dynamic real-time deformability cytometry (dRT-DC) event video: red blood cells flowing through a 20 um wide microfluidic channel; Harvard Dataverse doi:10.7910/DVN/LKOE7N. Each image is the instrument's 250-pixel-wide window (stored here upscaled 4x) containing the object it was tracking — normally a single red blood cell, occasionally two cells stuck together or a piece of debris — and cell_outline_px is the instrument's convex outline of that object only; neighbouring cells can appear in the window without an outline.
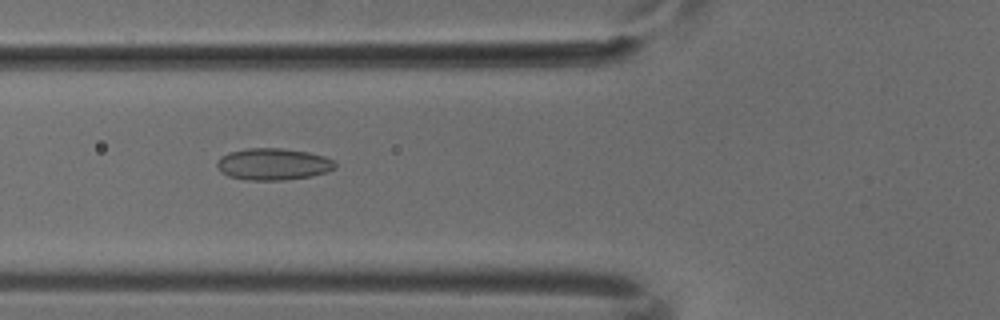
{"species": "common noctule bat (a hibernating species)", "species_latin": "Nyctalus noctula", "temperature_condition": "cold", "stored_images_in_passage": 7, "camera_frame_rate_fps": 3000, "um_per_image_px": 0.085, "animal": {"sex": "male", "body_mass_g": 18.8}, "frame": {"image": 1, "passage_image": 6, "time_ms": 1.667, "image_size_px": [1000, 320], "cell_outline_px": [[336, 168], [328, 172], [312, 176], [284, 180], [248, 180], [228, 176], [220, 172], [216, 164], [228, 152], [248, 148], [280, 148], [308, 152], [324, 156], [332, 160], [336, 164]], "centroid_in_image_um": [23.24, 13.96], "position_along_channel_um": 102.6, "area_um2": 21.85}}
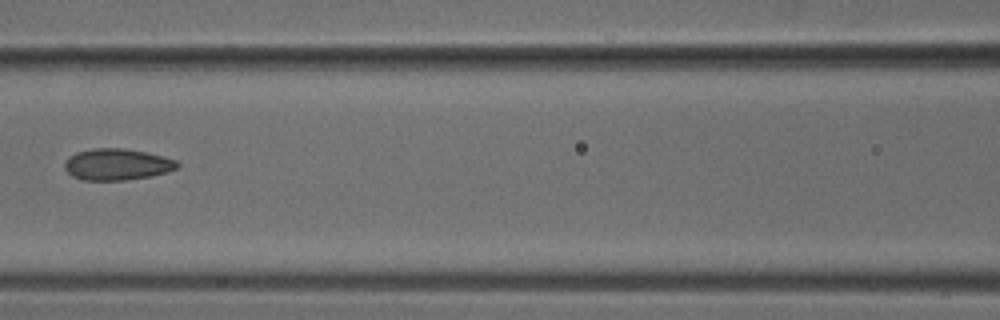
{"frame": {"image": 2, "passage_image": 7, "time_ms": 2.0, "image_size_px": [1000, 320], "cell_outline_px": [[180, 164], [176, 168], [168, 172], [152, 176], [124, 180], [84, 180], [72, 176], [64, 168], [64, 164], [68, 156], [76, 152], [96, 148], [124, 148], [144, 152], [176, 160]], "centroid_in_image_um": [9.92, 13.98], "position_along_channel_um": 156.7, "area_um2": 20.58}}